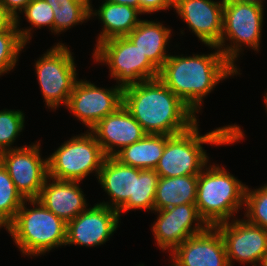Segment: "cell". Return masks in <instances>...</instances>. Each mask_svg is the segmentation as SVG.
I'll use <instances>...</instances> for the list:
<instances>
[{
    "label": "cell",
    "instance_id": "cell-1",
    "mask_svg": "<svg viewBox=\"0 0 267 266\" xmlns=\"http://www.w3.org/2000/svg\"><path fill=\"white\" fill-rule=\"evenodd\" d=\"M123 106L147 134L175 135L197 122L194 111L159 78L123 88Z\"/></svg>",
    "mask_w": 267,
    "mask_h": 266
},
{
    "label": "cell",
    "instance_id": "cell-2",
    "mask_svg": "<svg viewBox=\"0 0 267 266\" xmlns=\"http://www.w3.org/2000/svg\"><path fill=\"white\" fill-rule=\"evenodd\" d=\"M208 55L172 56L159 70L158 78L194 113H199L203 98L223 79L240 74L221 50Z\"/></svg>",
    "mask_w": 267,
    "mask_h": 266
},
{
    "label": "cell",
    "instance_id": "cell-3",
    "mask_svg": "<svg viewBox=\"0 0 267 266\" xmlns=\"http://www.w3.org/2000/svg\"><path fill=\"white\" fill-rule=\"evenodd\" d=\"M198 130L196 122L188 130L168 138L155 168L159 177L199 175L209 160L202 144L230 145L244 137L236 124L216 128L204 136Z\"/></svg>",
    "mask_w": 267,
    "mask_h": 266
},
{
    "label": "cell",
    "instance_id": "cell-4",
    "mask_svg": "<svg viewBox=\"0 0 267 266\" xmlns=\"http://www.w3.org/2000/svg\"><path fill=\"white\" fill-rule=\"evenodd\" d=\"M36 205L26 208V202ZM21 253L37 256L65 245L67 223L48 210L38 199H25L15 218L5 227Z\"/></svg>",
    "mask_w": 267,
    "mask_h": 266
},
{
    "label": "cell",
    "instance_id": "cell-5",
    "mask_svg": "<svg viewBox=\"0 0 267 266\" xmlns=\"http://www.w3.org/2000/svg\"><path fill=\"white\" fill-rule=\"evenodd\" d=\"M204 170L198 175L195 205L204 222L214 227L229 221L245 204L247 186L219 165Z\"/></svg>",
    "mask_w": 267,
    "mask_h": 266
},
{
    "label": "cell",
    "instance_id": "cell-6",
    "mask_svg": "<svg viewBox=\"0 0 267 266\" xmlns=\"http://www.w3.org/2000/svg\"><path fill=\"white\" fill-rule=\"evenodd\" d=\"M263 10V5L260 4L224 0L222 34L217 47L236 69L234 62L242 50V44L259 51ZM228 39L231 41V45L225 47Z\"/></svg>",
    "mask_w": 267,
    "mask_h": 266
},
{
    "label": "cell",
    "instance_id": "cell-7",
    "mask_svg": "<svg viewBox=\"0 0 267 266\" xmlns=\"http://www.w3.org/2000/svg\"><path fill=\"white\" fill-rule=\"evenodd\" d=\"M93 55L96 62L108 65L111 77L118 80L122 88L159 76V70L126 36L99 43Z\"/></svg>",
    "mask_w": 267,
    "mask_h": 266
},
{
    "label": "cell",
    "instance_id": "cell-8",
    "mask_svg": "<svg viewBox=\"0 0 267 266\" xmlns=\"http://www.w3.org/2000/svg\"><path fill=\"white\" fill-rule=\"evenodd\" d=\"M65 141L48 157V176L58 180L81 182L88 174H99L106 158L91 132Z\"/></svg>",
    "mask_w": 267,
    "mask_h": 266
},
{
    "label": "cell",
    "instance_id": "cell-9",
    "mask_svg": "<svg viewBox=\"0 0 267 266\" xmlns=\"http://www.w3.org/2000/svg\"><path fill=\"white\" fill-rule=\"evenodd\" d=\"M35 70L46 105H67L77 82L74 58L64 43H57L36 61Z\"/></svg>",
    "mask_w": 267,
    "mask_h": 266
},
{
    "label": "cell",
    "instance_id": "cell-10",
    "mask_svg": "<svg viewBox=\"0 0 267 266\" xmlns=\"http://www.w3.org/2000/svg\"><path fill=\"white\" fill-rule=\"evenodd\" d=\"M39 148L37 142L0 153V163L24 199H37L48 177V158H41Z\"/></svg>",
    "mask_w": 267,
    "mask_h": 266
},
{
    "label": "cell",
    "instance_id": "cell-11",
    "mask_svg": "<svg viewBox=\"0 0 267 266\" xmlns=\"http://www.w3.org/2000/svg\"><path fill=\"white\" fill-rule=\"evenodd\" d=\"M123 105V88H99L89 81L76 82L68 99L67 108L89 130L108 114Z\"/></svg>",
    "mask_w": 267,
    "mask_h": 266
},
{
    "label": "cell",
    "instance_id": "cell-12",
    "mask_svg": "<svg viewBox=\"0 0 267 266\" xmlns=\"http://www.w3.org/2000/svg\"><path fill=\"white\" fill-rule=\"evenodd\" d=\"M231 222L214 226L223 238L229 265L233 266V259L241 264L260 265L267 255V230L246 219Z\"/></svg>",
    "mask_w": 267,
    "mask_h": 266
},
{
    "label": "cell",
    "instance_id": "cell-13",
    "mask_svg": "<svg viewBox=\"0 0 267 266\" xmlns=\"http://www.w3.org/2000/svg\"><path fill=\"white\" fill-rule=\"evenodd\" d=\"M155 212L159 215L151 229L157 245L163 250L173 251L186 239L204 232L209 227L200 217L195 203L177 205ZM193 223L195 226L192 227Z\"/></svg>",
    "mask_w": 267,
    "mask_h": 266
},
{
    "label": "cell",
    "instance_id": "cell-14",
    "mask_svg": "<svg viewBox=\"0 0 267 266\" xmlns=\"http://www.w3.org/2000/svg\"><path fill=\"white\" fill-rule=\"evenodd\" d=\"M117 210L97 203L67 223L65 245L97 246L104 244L119 224Z\"/></svg>",
    "mask_w": 267,
    "mask_h": 266
},
{
    "label": "cell",
    "instance_id": "cell-15",
    "mask_svg": "<svg viewBox=\"0 0 267 266\" xmlns=\"http://www.w3.org/2000/svg\"><path fill=\"white\" fill-rule=\"evenodd\" d=\"M171 253L172 266H230L223 238L215 227L189 237Z\"/></svg>",
    "mask_w": 267,
    "mask_h": 266
},
{
    "label": "cell",
    "instance_id": "cell-16",
    "mask_svg": "<svg viewBox=\"0 0 267 266\" xmlns=\"http://www.w3.org/2000/svg\"><path fill=\"white\" fill-rule=\"evenodd\" d=\"M224 0H174L178 15L206 45L217 46L222 34Z\"/></svg>",
    "mask_w": 267,
    "mask_h": 266
},
{
    "label": "cell",
    "instance_id": "cell-17",
    "mask_svg": "<svg viewBox=\"0 0 267 266\" xmlns=\"http://www.w3.org/2000/svg\"><path fill=\"white\" fill-rule=\"evenodd\" d=\"M89 131L98 141L106 157H113L122 148L139 141L147 134L123 105L101 119ZM116 147L119 150H116Z\"/></svg>",
    "mask_w": 267,
    "mask_h": 266
},
{
    "label": "cell",
    "instance_id": "cell-18",
    "mask_svg": "<svg viewBox=\"0 0 267 266\" xmlns=\"http://www.w3.org/2000/svg\"><path fill=\"white\" fill-rule=\"evenodd\" d=\"M49 179H52V183ZM84 197L78 181L58 180L48 176L37 199L68 223L87 209Z\"/></svg>",
    "mask_w": 267,
    "mask_h": 266
},
{
    "label": "cell",
    "instance_id": "cell-19",
    "mask_svg": "<svg viewBox=\"0 0 267 266\" xmlns=\"http://www.w3.org/2000/svg\"><path fill=\"white\" fill-rule=\"evenodd\" d=\"M140 168L124 165L114 157H106L96 178L110 196V202H100L109 208L119 210L128 200H135V177Z\"/></svg>",
    "mask_w": 267,
    "mask_h": 266
},
{
    "label": "cell",
    "instance_id": "cell-20",
    "mask_svg": "<svg viewBox=\"0 0 267 266\" xmlns=\"http://www.w3.org/2000/svg\"><path fill=\"white\" fill-rule=\"evenodd\" d=\"M170 34L171 29L164 27L160 22L140 20L138 26L126 37L160 70L170 56L166 54Z\"/></svg>",
    "mask_w": 267,
    "mask_h": 266
},
{
    "label": "cell",
    "instance_id": "cell-21",
    "mask_svg": "<svg viewBox=\"0 0 267 266\" xmlns=\"http://www.w3.org/2000/svg\"><path fill=\"white\" fill-rule=\"evenodd\" d=\"M90 8V16H97L104 24L100 32L97 44L105 40L127 36L140 22L137 18L141 14L136 8L116 3L103 2L98 10L93 12Z\"/></svg>",
    "mask_w": 267,
    "mask_h": 266
},
{
    "label": "cell",
    "instance_id": "cell-22",
    "mask_svg": "<svg viewBox=\"0 0 267 266\" xmlns=\"http://www.w3.org/2000/svg\"><path fill=\"white\" fill-rule=\"evenodd\" d=\"M170 136L146 134L139 141L122 148L113 157L124 165L140 169H155Z\"/></svg>",
    "mask_w": 267,
    "mask_h": 266
},
{
    "label": "cell",
    "instance_id": "cell-23",
    "mask_svg": "<svg viewBox=\"0 0 267 266\" xmlns=\"http://www.w3.org/2000/svg\"><path fill=\"white\" fill-rule=\"evenodd\" d=\"M198 175L159 177L154 200V211L195 203Z\"/></svg>",
    "mask_w": 267,
    "mask_h": 266
},
{
    "label": "cell",
    "instance_id": "cell-24",
    "mask_svg": "<svg viewBox=\"0 0 267 266\" xmlns=\"http://www.w3.org/2000/svg\"><path fill=\"white\" fill-rule=\"evenodd\" d=\"M54 13L53 32L58 34L83 23L90 16V0H45Z\"/></svg>",
    "mask_w": 267,
    "mask_h": 266
},
{
    "label": "cell",
    "instance_id": "cell-25",
    "mask_svg": "<svg viewBox=\"0 0 267 266\" xmlns=\"http://www.w3.org/2000/svg\"><path fill=\"white\" fill-rule=\"evenodd\" d=\"M30 32L31 28L21 30L15 22L0 31V75L15 67L18 54L31 38Z\"/></svg>",
    "mask_w": 267,
    "mask_h": 266
},
{
    "label": "cell",
    "instance_id": "cell-26",
    "mask_svg": "<svg viewBox=\"0 0 267 266\" xmlns=\"http://www.w3.org/2000/svg\"><path fill=\"white\" fill-rule=\"evenodd\" d=\"M159 175L155 169H140L138 177H135V200H128L119 210L126 212L132 209H144L154 211V200Z\"/></svg>",
    "mask_w": 267,
    "mask_h": 266
},
{
    "label": "cell",
    "instance_id": "cell-27",
    "mask_svg": "<svg viewBox=\"0 0 267 266\" xmlns=\"http://www.w3.org/2000/svg\"><path fill=\"white\" fill-rule=\"evenodd\" d=\"M24 200L0 163V228L6 227L15 218Z\"/></svg>",
    "mask_w": 267,
    "mask_h": 266
},
{
    "label": "cell",
    "instance_id": "cell-28",
    "mask_svg": "<svg viewBox=\"0 0 267 266\" xmlns=\"http://www.w3.org/2000/svg\"><path fill=\"white\" fill-rule=\"evenodd\" d=\"M244 205L246 220L267 230V184L253 191L246 187Z\"/></svg>",
    "mask_w": 267,
    "mask_h": 266
},
{
    "label": "cell",
    "instance_id": "cell-29",
    "mask_svg": "<svg viewBox=\"0 0 267 266\" xmlns=\"http://www.w3.org/2000/svg\"><path fill=\"white\" fill-rule=\"evenodd\" d=\"M23 114L20 110L5 109L0 111V153L10 149L21 148H13L11 145L24 129L25 116Z\"/></svg>",
    "mask_w": 267,
    "mask_h": 266
},
{
    "label": "cell",
    "instance_id": "cell-30",
    "mask_svg": "<svg viewBox=\"0 0 267 266\" xmlns=\"http://www.w3.org/2000/svg\"><path fill=\"white\" fill-rule=\"evenodd\" d=\"M32 27L49 26L53 32L54 13L52 7L45 0H32L21 11Z\"/></svg>",
    "mask_w": 267,
    "mask_h": 266
},
{
    "label": "cell",
    "instance_id": "cell-31",
    "mask_svg": "<svg viewBox=\"0 0 267 266\" xmlns=\"http://www.w3.org/2000/svg\"><path fill=\"white\" fill-rule=\"evenodd\" d=\"M174 7V0H140V13H153Z\"/></svg>",
    "mask_w": 267,
    "mask_h": 266
},
{
    "label": "cell",
    "instance_id": "cell-32",
    "mask_svg": "<svg viewBox=\"0 0 267 266\" xmlns=\"http://www.w3.org/2000/svg\"><path fill=\"white\" fill-rule=\"evenodd\" d=\"M32 0H0V2L5 7V10L14 18V22L19 26V16L17 11H21L26 7V5Z\"/></svg>",
    "mask_w": 267,
    "mask_h": 266
},
{
    "label": "cell",
    "instance_id": "cell-33",
    "mask_svg": "<svg viewBox=\"0 0 267 266\" xmlns=\"http://www.w3.org/2000/svg\"><path fill=\"white\" fill-rule=\"evenodd\" d=\"M13 22L14 18L5 10V7L0 2V31L6 30Z\"/></svg>",
    "mask_w": 267,
    "mask_h": 266
},
{
    "label": "cell",
    "instance_id": "cell-34",
    "mask_svg": "<svg viewBox=\"0 0 267 266\" xmlns=\"http://www.w3.org/2000/svg\"><path fill=\"white\" fill-rule=\"evenodd\" d=\"M103 2L127 5L136 8L140 12V0H105Z\"/></svg>",
    "mask_w": 267,
    "mask_h": 266
},
{
    "label": "cell",
    "instance_id": "cell-35",
    "mask_svg": "<svg viewBox=\"0 0 267 266\" xmlns=\"http://www.w3.org/2000/svg\"><path fill=\"white\" fill-rule=\"evenodd\" d=\"M242 2H249V3H255V4H260L262 5L263 1L262 0H239Z\"/></svg>",
    "mask_w": 267,
    "mask_h": 266
},
{
    "label": "cell",
    "instance_id": "cell-36",
    "mask_svg": "<svg viewBox=\"0 0 267 266\" xmlns=\"http://www.w3.org/2000/svg\"><path fill=\"white\" fill-rule=\"evenodd\" d=\"M260 266H267V255L264 257V259L262 260Z\"/></svg>",
    "mask_w": 267,
    "mask_h": 266
},
{
    "label": "cell",
    "instance_id": "cell-37",
    "mask_svg": "<svg viewBox=\"0 0 267 266\" xmlns=\"http://www.w3.org/2000/svg\"><path fill=\"white\" fill-rule=\"evenodd\" d=\"M264 102H265L264 104L266 105V111H267V93L265 95Z\"/></svg>",
    "mask_w": 267,
    "mask_h": 266
}]
</instances>
